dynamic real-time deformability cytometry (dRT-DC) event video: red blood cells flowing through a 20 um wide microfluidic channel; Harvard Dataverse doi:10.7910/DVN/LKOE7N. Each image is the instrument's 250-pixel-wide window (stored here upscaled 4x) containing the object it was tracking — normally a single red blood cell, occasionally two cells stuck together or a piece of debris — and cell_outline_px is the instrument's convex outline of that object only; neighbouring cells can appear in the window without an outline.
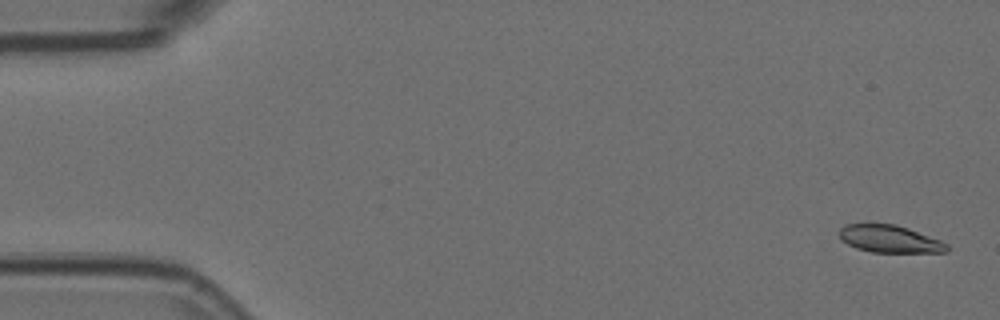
{"species": "Egyptian fruit bat (a non-hibernating species)", "species_latin": "Rousettus aegyptiacus", "temperature_condition": "room temperature", "stored_images_in_passage": 30, "camera_frame_rate_fps": 3000, "um_per_image_px": 0.085, "animal": {"sex": "female"}, "frame": {"image": 1, "passage_image": 2, "time_ms": 0.333, "image_size_px": [1000, 320], "cell_outline_px": [[948, 252], [872, 252], [856, 248], [840, 240], [840, 228], [844, 224], [896, 224], [908, 228], [940, 240], [948, 244]], "centroid_in_image_um": [75.61, 20.31], "position_along_channel_um": 9.4, "area_um2": 17.11}}
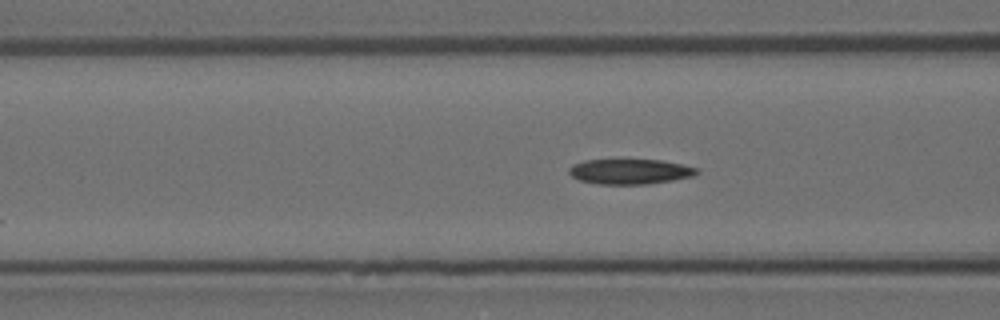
{"frame": {"image": 2, "passage_image": 21, "time_ms": 6.667, "image_size_px": [1000, 320], "cell_outline_px": [[700, 172], [692, 176], [672, 180], [648, 184], [596, 184], [580, 180], [572, 176], [568, 172], [568, 168], [572, 164], [584, 160], [660, 160], [700, 168]], "centroid_in_image_um": [53.53, 14.58], "position_along_channel_um": 113.1, "area_um2": 18.73}}
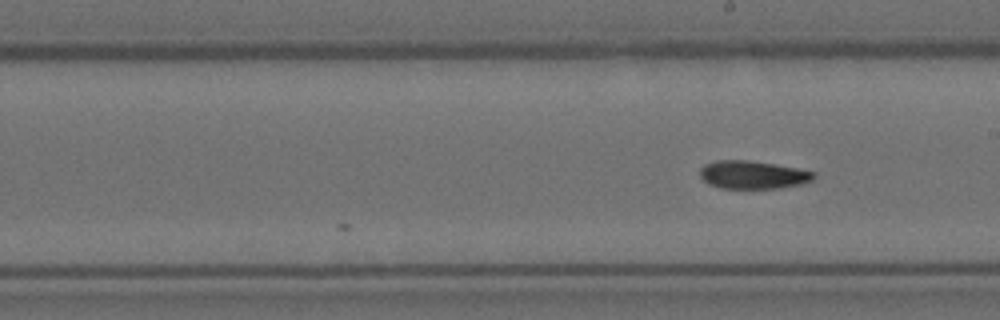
{"frame": {"image": 3, "passage_image": 30, "time_ms": 9.667, "image_size_px": [1000, 320], "cell_outline_px": [[816, 176], [812, 180], [804, 184], [780, 188], [720, 188], [708, 184], [700, 176], [700, 168], [704, 164], [716, 160], [748, 160], [796, 168], [816, 172]], "centroid_in_image_um": [63.99, 14.86], "position_along_channel_um": 225.0, "area_um2": 18.67}}